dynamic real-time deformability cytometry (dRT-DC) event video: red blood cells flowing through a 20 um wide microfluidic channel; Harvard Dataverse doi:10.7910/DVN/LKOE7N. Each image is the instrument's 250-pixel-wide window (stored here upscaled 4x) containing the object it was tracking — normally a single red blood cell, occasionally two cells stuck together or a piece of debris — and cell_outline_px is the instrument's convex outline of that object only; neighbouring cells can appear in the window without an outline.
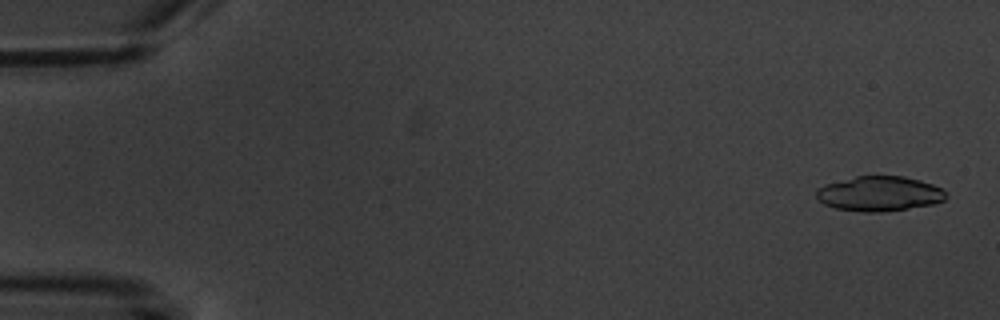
{"species": "common noctule bat (a hibernating species)", "species_latin": "Nyctalus noctula", "temperature_condition": "warm", "stored_images_in_passage": 5, "camera_frame_rate_fps": 3000, "um_per_image_px": 0.085, "animal": {"sex": "male", "body_mass_g": 20.1, "forearm_length_mm": 53.5}, "frame": {"image": 1, "passage_image": 1, "time_ms": 0.0, "image_size_px": [1000, 320], "cell_outline_px": [[948, 196], [944, 200], [932, 204], [908, 208], [880, 212], [860, 212], [836, 208], [824, 204], [816, 196], [816, 188], [824, 184], [856, 176], [904, 176], [920, 180], [932, 184], [940, 188]], "centroid_in_image_um": [74.72, 16.46], "position_along_channel_um": 10.3, "area_um2": 26.3}}